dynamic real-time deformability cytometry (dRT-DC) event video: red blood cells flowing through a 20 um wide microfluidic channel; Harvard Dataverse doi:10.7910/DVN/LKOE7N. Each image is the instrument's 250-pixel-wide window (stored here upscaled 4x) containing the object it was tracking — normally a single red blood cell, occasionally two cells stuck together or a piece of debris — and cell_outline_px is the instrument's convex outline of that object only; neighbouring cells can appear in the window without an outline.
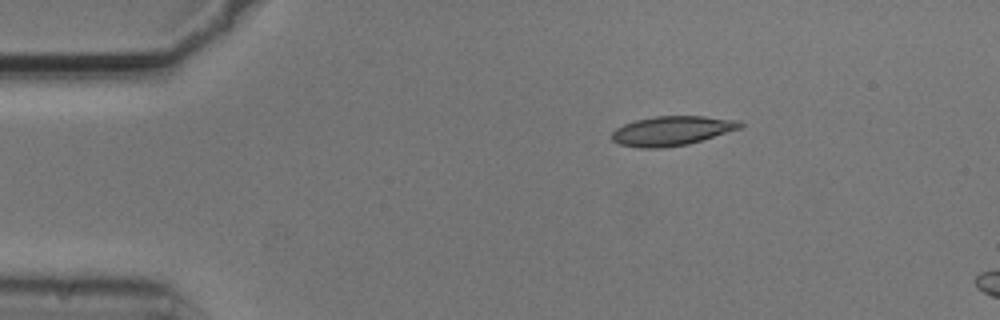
{"species": "common noctule bat (a hibernating species)", "species_latin": "Nyctalus noctula", "temperature_condition": "cold", "stored_images_in_passage": 4, "camera_frame_rate_fps": 3000, "um_per_image_px": 0.085, "animal": {"sex": "male", "body_mass_g": 20.5, "forearm_length_mm": 52.5}, "frame": {"image": 1, "passage_image": 2, "time_ms": 0.333, "image_size_px": [1000, 320], "cell_outline_px": [[744, 124], [740, 128], [688, 144], [664, 148], [640, 148], [620, 144], [612, 140], [612, 132], [616, 128], [624, 124], [636, 120], [656, 116], [704, 116], [740, 120]], "centroid_in_image_um": [57.11, 11.11], "position_along_channel_um": 27.9, "area_um2": 21.91}}